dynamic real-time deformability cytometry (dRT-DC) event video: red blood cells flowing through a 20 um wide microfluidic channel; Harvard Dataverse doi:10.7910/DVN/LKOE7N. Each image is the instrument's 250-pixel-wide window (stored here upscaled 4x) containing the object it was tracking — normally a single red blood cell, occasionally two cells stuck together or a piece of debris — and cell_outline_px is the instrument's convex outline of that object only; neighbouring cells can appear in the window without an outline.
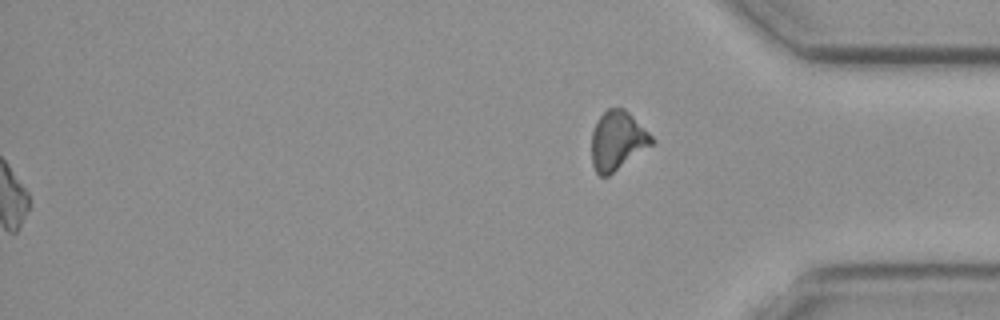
{"species": "common noctule bat (a hibernating species)", "species_latin": "Nyctalus noctula", "temperature_condition": "cold", "stored_images_in_passage": 42, "segment_of_instrument_passage": [2, 2], "camera_frame_rate_fps": 3000, "um_per_image_px": 0.085, "animal": {"sex": "female", "body_mass_g": 19.3, "forearm_length_mm": 54.1}, "frame": {"image": 1, "passage_image": 42, "time_ms": 13.667, "image_size_px": [1000, 320], "cell_outline_px": [[656, 140], [652, 144], [608, 176], [600, 176], [596, 172], [592, 164], [592, 132], [600, 116], [608, 108], [624, 108]], "centroid_in_image_um": [52.47, 11.96], "position_along_channel_um": 382.7, "area_um2": 20.23}}